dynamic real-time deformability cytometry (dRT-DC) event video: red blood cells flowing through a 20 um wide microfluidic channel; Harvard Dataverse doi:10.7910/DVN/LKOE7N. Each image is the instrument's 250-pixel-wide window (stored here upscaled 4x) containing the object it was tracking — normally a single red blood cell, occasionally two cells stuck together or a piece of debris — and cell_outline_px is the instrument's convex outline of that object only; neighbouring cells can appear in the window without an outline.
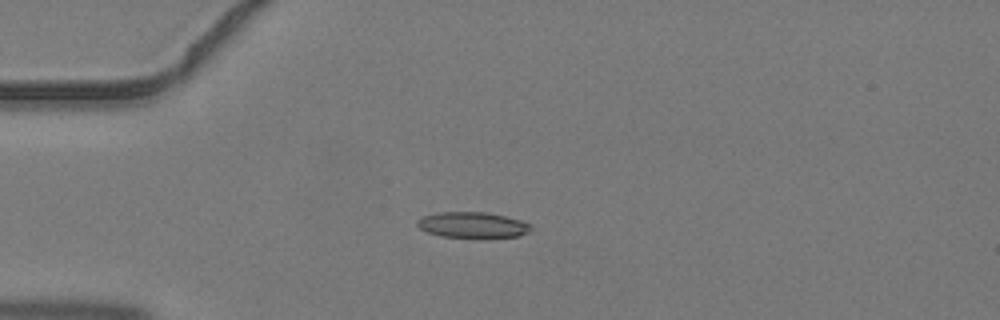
{"species": "common noctule bat (a hibernating species)", "species_latin": "Nyctalus noctula", "temperature_condition": "warm", "stored_images_in_passage": 3, "camera_frame_rate_fps": 3000, "um_per_image_px": 0.085, "animal": {"sex": "male", "body_mass_g": 19.2, "forearm_length_mm": 51.8}, "frame": {"image": 1, "passage_image": 3, "time_ms": 0.667, "image_size_px": [1000, 320], "cell_outline_px": [[532, 228], [528, 232], [516, 236], [440, 236], [428, 232], [420, 228], [416, 224], [416, 220], [424, 216], [436, 212], [484, 212], [504, 216], [520, 220], [532, 224]], "centroid_in_image_um": [40.14, 19.09], "position_along_channel_um": 44.9, "area_um2": 16.59}}